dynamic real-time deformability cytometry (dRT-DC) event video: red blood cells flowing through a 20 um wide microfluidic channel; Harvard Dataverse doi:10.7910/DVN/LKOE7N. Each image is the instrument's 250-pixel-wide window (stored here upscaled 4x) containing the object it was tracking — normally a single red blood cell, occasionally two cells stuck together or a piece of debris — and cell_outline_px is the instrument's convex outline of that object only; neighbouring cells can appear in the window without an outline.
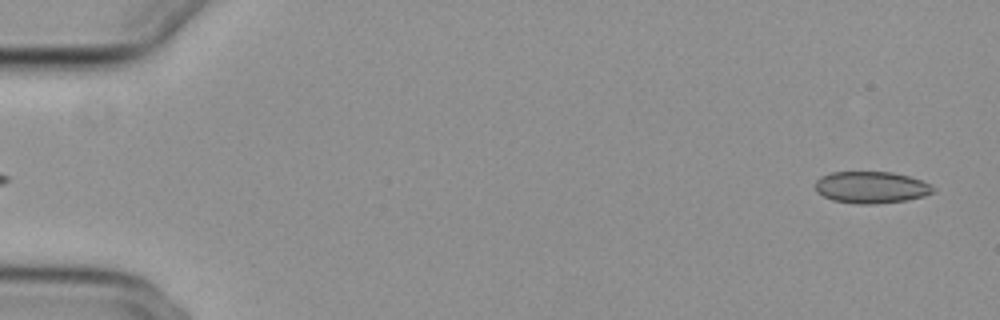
{"species": "common noctule bat (a hibernating species)", "species_latin": "Nyctalus noctula", "temperature_condition": "cold", "stored_images_in_passage": 55, "camera_frame_rate_fps": 3000, "um_per_image_px": 0.085, "animal": {"sex": "female", "body_mass_g": 29.2, "forearm_length_mm": 56.3}, "frame": {"image": 1, "passage_image": 2, "time_ms": 0.333, "image_size_px": [1000, 320], "cell_outline_px": [[936, 192], [924, 196], [904, 200], [876, 204], [856, 204], [832, 200], [816, 192], [816, 180], [820, 176], [832, 172], [892, 172], [908, 176], [920, 180], [936, 188]], "centroid_in_image_um": [74.04, 15.93], "position_along_channel_um": 11.0, "area_um2": 21.85}}
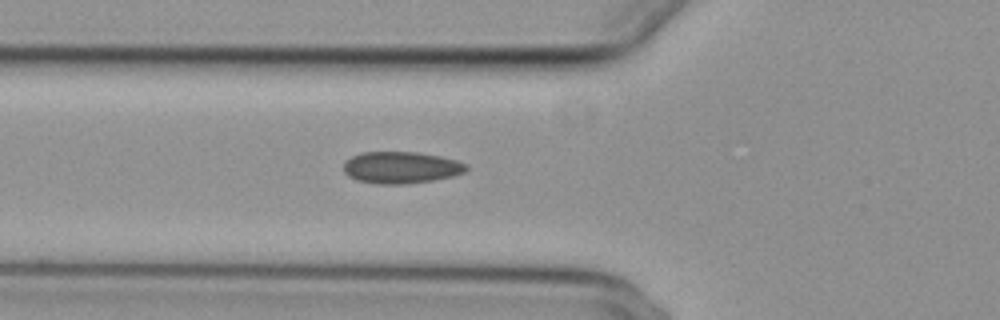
{"frame": {"image": 2, "passage_image": 20, "time_ms": 6.333, "image_size_px": [1000, 320], "cell_outline_px": [[468, 168], [464, 172], [452, 176], [432, 180], [404, 184], [376, 184], [356, 180], [348, 176], [344, 172], [344, 164], [352, 156], [360, 152], [416, 152], [440, 156], [456, 160], [468, 164]], "centroid_in_image_um": [34.08, 14.24], "position_along_channel_um": 91.7, "area_um2": 22.72}}
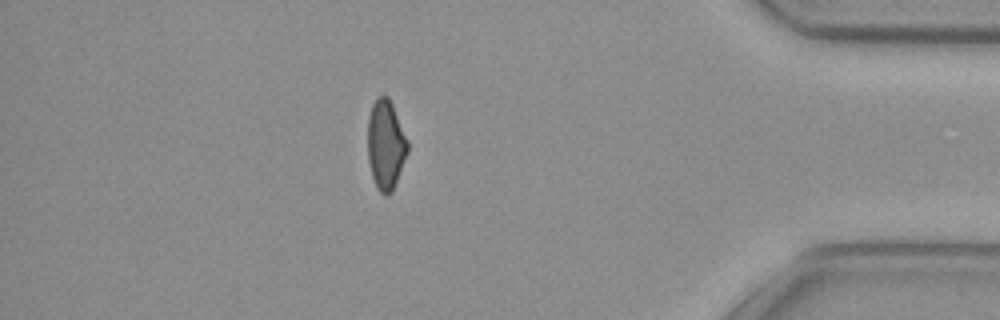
{"frame": {"image": 3, "passage_image": 48, "time_ms": 15.667, "image_size_px": [1000, 320], "cell_outline_px": [[408, 152], [392, 192], [388, 196], [384, 196], [376, 188], [372, 176], [368, 160], [368, 116], [372, 104], [376, 96], [388, 96], [392, 104], [408, 140]], "centroid_in_image_um": [32.78, 12.31], "position_along_channel_um": 402.4, "area_um2": 20.98}}